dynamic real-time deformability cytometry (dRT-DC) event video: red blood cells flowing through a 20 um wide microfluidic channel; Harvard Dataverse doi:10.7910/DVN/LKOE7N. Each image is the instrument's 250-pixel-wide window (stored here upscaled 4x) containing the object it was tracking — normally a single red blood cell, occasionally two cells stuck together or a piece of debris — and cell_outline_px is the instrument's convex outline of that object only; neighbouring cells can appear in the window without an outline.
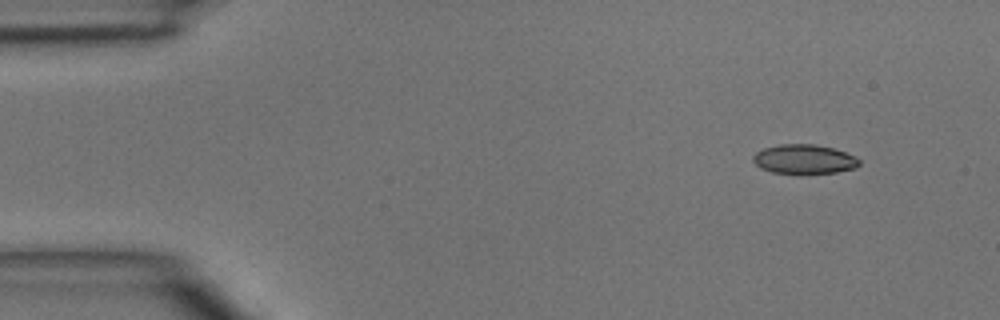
{"species": "common noctule bat (a hibernating species)", "species_latin": "Nyctalus noctula", "temperature_condition": "room temperature", "stored_images_in_passage": 5, "camera_frame_rate_fps": 3000, "um_per_image_px": 0.085, "animal": {"sex": "male", "body_mass_g": 15.6}, "frame": {"image": 1, "passage_image": 1, "time_ms": 0.0, "image_size_px": [1000, 320], "cell_outline_px": [[860, 164], [856, 168], [836, 172], [800, 176], [796, 176], [772, 172], [760, 168], [752, 160], [752, 156], [756, 152], [764, 148], [780, 144], [812, 144], [832, 148], [856, 156], [860, 160]], "centroid_in_image_um": [68.34, 13.58], "position_along_channel_um": 16.7, "area_um2": 18.79}}
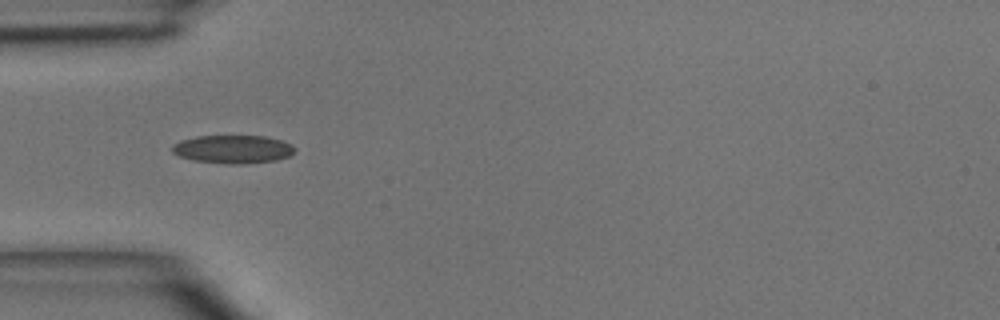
{"frame": {"image": 2, "passage_image": 4, "time_ms": 3.333, "image_size_px": [1000, 320], "cell_outline_px": [[296, 152], [288, 156], [276, 160], [244, 164], [228, 164], [192, 160], [180, 156], [172, 152], [172, 144], [180, 140], [196, 136], [264, 136], [280, 140], [292, 144], [296, 148]], "centroid_in_image_um": [19.8, 12.68], "position_along_channel_um": 65.2, "area_um2": 20.29}}